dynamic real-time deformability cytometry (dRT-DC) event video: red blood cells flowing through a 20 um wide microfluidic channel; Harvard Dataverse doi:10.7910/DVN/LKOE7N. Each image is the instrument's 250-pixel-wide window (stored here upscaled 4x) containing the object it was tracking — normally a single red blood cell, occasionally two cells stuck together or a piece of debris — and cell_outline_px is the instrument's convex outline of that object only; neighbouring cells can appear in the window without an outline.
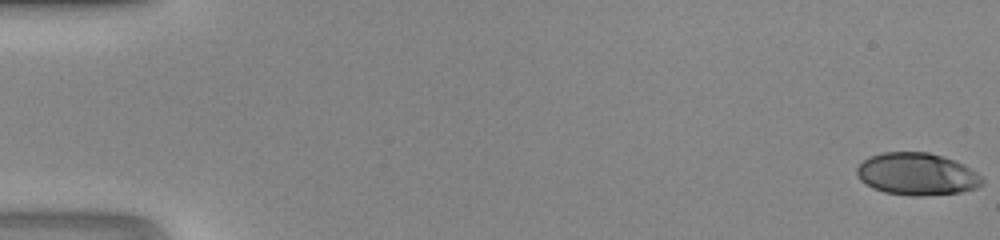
{"species": "human", "species_latin": "Homo sapiens", "temperature_condition": "room temperature", "stored_images_in_passage": 48, "camera_frame_rate_fps": 3000, "um_per_image_px": 0.085, "donor": {"sex": "male"}, "frame": {"image": 1, "passage_image": 1, "time_ms": 0.0, "image_size_px": [1000, 240], "cell_outline_px": [[984, 184], [976, 188], [960, 192], [920, 196], [908, 196], [884, 192], [872, 188], [860, 180], [856, 172], [856, 168], [864, 160], [872, 156], [884, 152], [928, 152], [956, 160], [964, 164], [976, 172], [984, 180]], "centroid_in_image_um": [77.95, 14.8], "position_along_channel_um": 7.0, "area_um2": 30.98}}
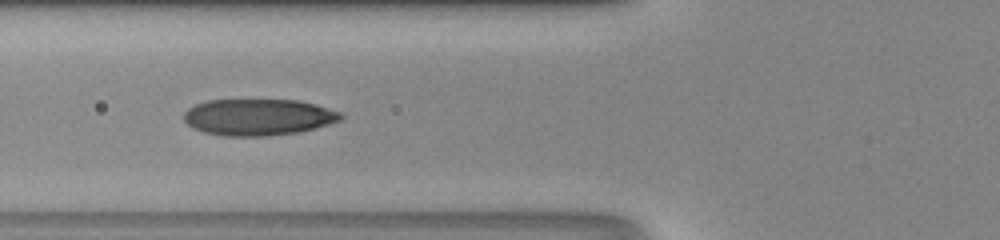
{"frame": {"image": 2, "passage_image": 20, "time_ms": 6.333, "image_size_px": [1000, 240], "cell_outline_px": [[344, 116], [340, 120], [316, 128], [296, 132], [268, 136], [224, 136], [204, 132], [192, 128], [184, 120], [184, 112], [188, 108], [196, 104], [208, 100], [296, 100], [316, 104], [340, 112]], "centroid_in_image_um": [21.94, 9.95], "position_along_channel_um": 103.9, "area_um2": 33.35}}
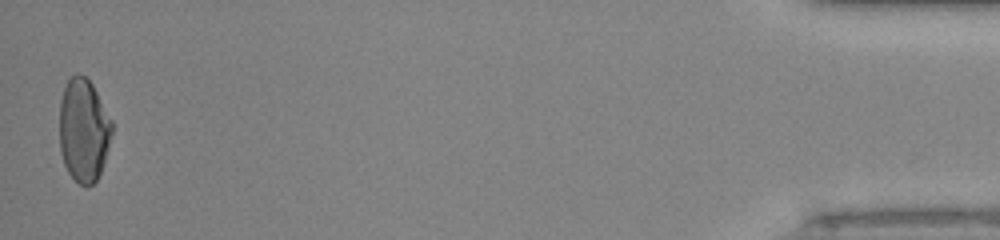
{"frame": {"image": 3, "passage_image": 48, "time_ms": 15.667, "image_size_px": [1000, 240], "cell_outline_px": [[112, 132], [108, 148], [100, 172], [96, 180], [92, 184], [80, 184], [68, 172], [64, 164], [60, 152], [60, 100], [64, 88], [68, 80], [76, 72], [80, 72], [92, 84], [112, 120]], "centroid_in_image_um": [7.1, 11.03], "position_along_channel_um": 428.1, "area_um2": 31.33}}